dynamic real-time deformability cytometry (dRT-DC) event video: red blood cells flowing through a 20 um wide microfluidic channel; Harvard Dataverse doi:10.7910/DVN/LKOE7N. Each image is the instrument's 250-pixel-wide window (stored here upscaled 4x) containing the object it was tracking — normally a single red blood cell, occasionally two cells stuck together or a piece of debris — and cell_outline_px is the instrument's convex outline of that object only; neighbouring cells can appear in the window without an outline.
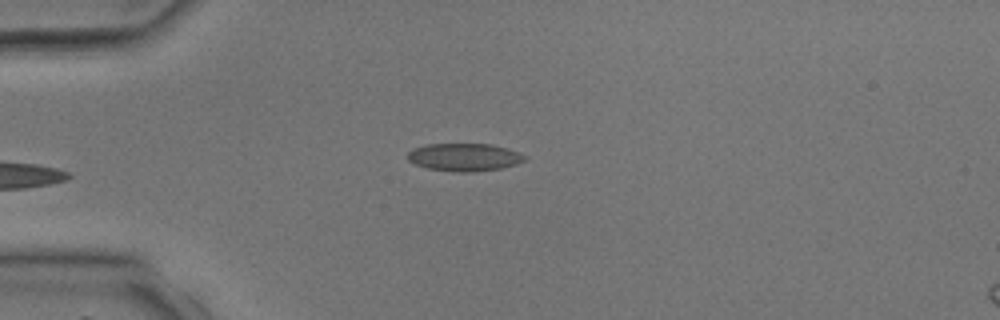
{"species": "common noctule bat (a hibernating species)", "species_latin": "Nyctalus noctula", "temperature_condition": "room temperature", "stored_images_in_passage": 4, "segment_of_instrument_passage": [1, 2], "camera_frame_rate_fps": 3000, "um_per_image_px": 0.085, "animal": {"sex": "male", "body_mass_g": 17.9, "forearm_length_mm": 54.2}, "frame": {"image": 1, "passage_image": 3, "time_ms": 2.333, "image_size_px": [1000, 320], "cell_outline_px": [[528, 156], [524, 160], [516, 164], [500, 168], [472, 172], [460, 172], [428, 168], [416, 164], [408, 160], [408, 152], [412, 148], [428, 144], [492, 144], [508, 148]], "centroid_in_image_um": [39.48, 13.35], "position_along_channel_um": 45.5, "area_um2": 18.84}}